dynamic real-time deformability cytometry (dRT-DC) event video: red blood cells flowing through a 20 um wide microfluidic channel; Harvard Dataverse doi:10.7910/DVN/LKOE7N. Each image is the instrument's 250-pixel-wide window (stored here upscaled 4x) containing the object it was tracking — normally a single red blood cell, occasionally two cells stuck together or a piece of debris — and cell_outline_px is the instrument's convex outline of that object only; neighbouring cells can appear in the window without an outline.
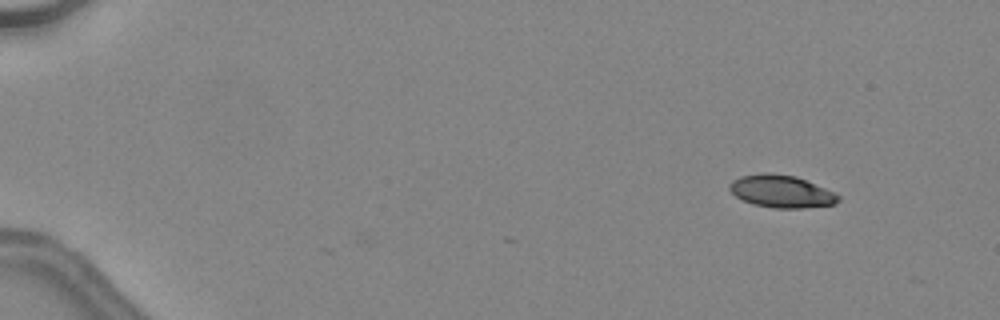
{"species": "common noctule bat (a hibernating species)", "species_latin": "Nyctalus noctula", "temperature_condition": "warm", "stored_images_in_passage": 5, "camera_frame_rate_fps": 3000, "um_per_image_px": 0.085, "animal": {"sex": "female", "body_mass_g": 24.6, "forearm_length_mm": 56.2}, "frame": {"image": 1, "passage_image": 5, "time_ms": 1.333, "image_size_px": [1000, 320], "cell_outline_px": [[840, 200], [836, 204], [804, 208], [772, 208], [752, 204], [736, 196], [728, 188], [728, 184], [732, 180], [740, 176], [764, 172], [768, 172], [796, 176], [824, 188], [840, 196]], "centroid_in_image_um": [66.39, 16.26], "position_along_channel_um": 18.6, "area_um2": 20.63}}